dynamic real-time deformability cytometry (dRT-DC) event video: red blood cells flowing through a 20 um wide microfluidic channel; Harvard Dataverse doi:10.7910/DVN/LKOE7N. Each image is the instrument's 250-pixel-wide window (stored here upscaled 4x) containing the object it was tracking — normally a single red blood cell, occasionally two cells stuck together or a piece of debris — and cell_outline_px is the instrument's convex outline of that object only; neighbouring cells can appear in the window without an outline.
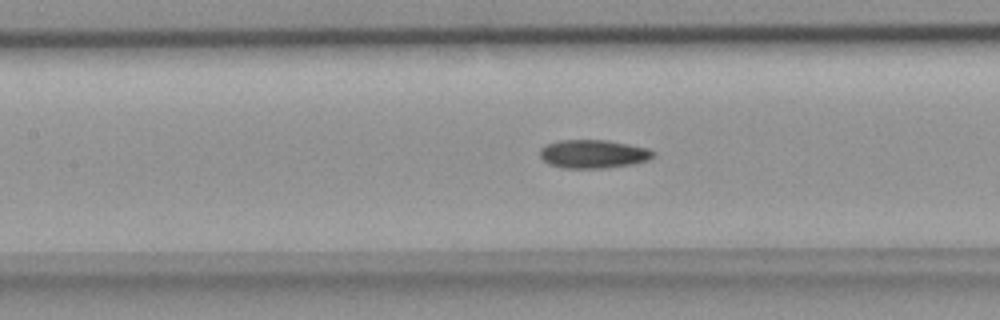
{"species": "common noctule bat (a hibernating species)", "species_latin": "Nyctalus noctula", "temperature_condition": "room temperature", "stored_images_in_passage": 45, "camera_frame_rate_fps": 3000, "um_per_image_px": 0.085, "animal": {"sex": "female", "body_mass_g": 18.4}, "frame": {"image": 1, "passage_image": 21, "time_ms": 6.667, "image_size_px": [1000, 320], "cell_outline_px": [[656, 152], [648, 160], [632, 164], [608, 168], [560, 168], [548, 164], [540, 156], [540, 148], [544, 144], [560, 140], [608, 140], [648, 148]], "centroid_in_image_um": [50.4, 13.09], "position_along_channel_um": 157.0, "area_um2": 18.96}}
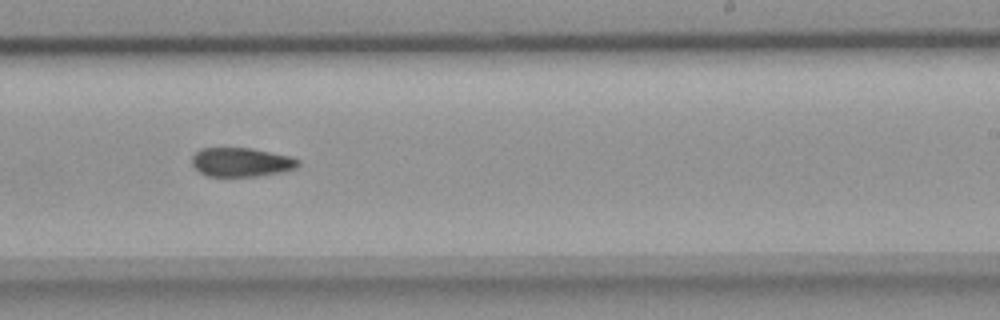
{"frame": {"image": 2, "passage_image": 29, "time_ms": 9.333, "image_size_px": [1000, 320], "cell_outline_px": [[300, 164], [296, 168], [284, 172], [256, 176], [208, 176], [200, 172], [192, 164], [192, 156], [200, 148], [252, 148], [292, 156], [300, 160]], "centroid_in_image_um": [20.55, 13.78], "position_along_channel_um": 268.4, "area_um2": 18.09}}
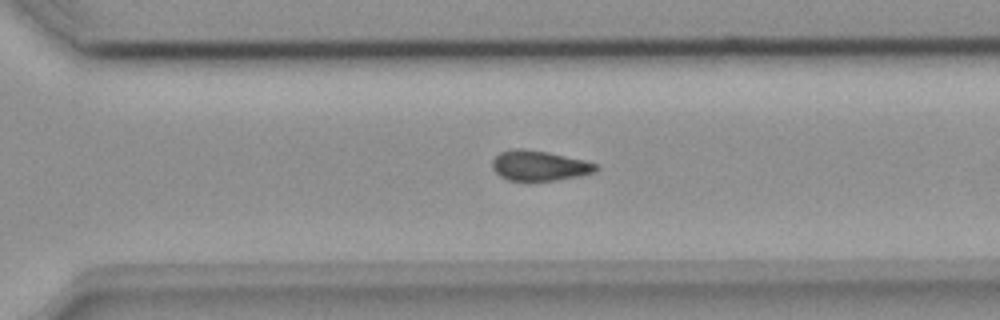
{"frame": {"image": 3, "passage_image": 33, "time_ms": 10.667, "image_size_px": [1000, 320], "cell_outline_px": [[600, 168], [596, 172], [556, 180], [508, 180], [500, 176], [492, 168], [492, 160], [500, 152], [512, 148], [524, 148], [548, 152], [584, 160], [596, 164]], "centroid_in_image_um": [45.82, 14.06], "position_along_channel_um": 324.8, "area_um2": 18.15}}